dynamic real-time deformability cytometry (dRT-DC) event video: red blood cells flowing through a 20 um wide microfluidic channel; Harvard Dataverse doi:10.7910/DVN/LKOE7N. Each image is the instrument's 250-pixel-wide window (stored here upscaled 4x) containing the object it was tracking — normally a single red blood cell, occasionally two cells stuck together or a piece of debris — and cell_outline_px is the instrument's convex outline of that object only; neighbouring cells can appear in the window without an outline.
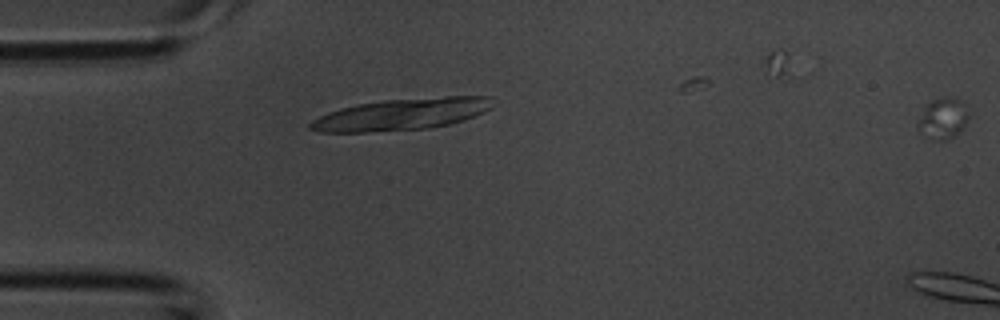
{"species": "common noctule bat (a hibernating species)", "species_latin": "Nyctalus noctula", "temperature_condition": "room temperature", "stored_images_in_passage": 3, "camera_frame_rate_fps": 3000, "um_per_image_px": 0.085, "animal": {"sex": "male", "body_mass_g": 20.1, "forearm_length_mm": 53.5}, "frame": {"image": 1, "passage_image": 3, "time_ms": 0.667, "image_size_px": [1000, 320], "cell_outline_px": [[968, 120], [964, 128], [956, 136], [948, 140], [928, 140], [920, 136], [916, 124], [924, 108], [932, 100], [944, 96], [960, 100], [964, 104], [968, 116]], "centroid_in_image_um": [80.11, 10.13], "position_along_channel_um": 4.9, "area_um2": 12.48}}